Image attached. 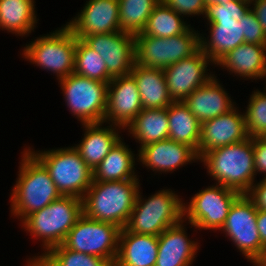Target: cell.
<instances>
[{"mask_svg": "<svg viewBox=\"0 0 266 266\" xmlns=\"http://www.w3.org/2000/svg\"><path fill=\"white\" fill-rule=\"evenodd\" d=\"M215 65L247 79L266 78V45L243 43L223 56Z\"/></svg>", "mask_w": 266, "mask_h": 266, "instance_id": "21", "label": "cell"}, {"mask_svg": "<svg viewBox=\"0 0 266 266\" xmlns=\"http://www.w3.org/2000/svg\"><path fill=\"white\" fill-rule=\"evenodd\" d=\"M76 43L77 37L65 24L61 29L26 44L22 55L30 63L55 73L59 80L74 71Z\"/></svg>", "mask_w": 266, "mask_h": 266, "instance_id": "7", "label": "cell"}, {"mask_svg": "<svg viewBox=\"0 0 266 266\" xmlns=\"http://www.w3.org/2000/svg\"><path fill=\"white\" fill-rule=\"evenodd\" d=\"M209 63L213 64L199 49L194 55L163 69L168 92L173 102L183 101L214 76L207 72Z\"/></svg>", "mask_w": 266, "mask_h": 266, "instance_id": "14", "label": "cell"}, {"mask_svg": "<svg viewBox=\"0 0 266 266\" xmlns=\"http://www.w3.org/2000/svg\"><path fill=\"white\" fill-rule=\"evenodd\" d=\"M170 189H163L142 199L138 189L134 207L125 229L129 232L159 236L164 230L184 220V203Z\"/></svg>", "mask_w": 266, "mask_h": 266, "instance_id": "5", "label": "cell"}, {"mask_svg": "<svg viewBox=\"0 0 266 266\" xmlns=\"http://www.w3.org/2000/svg\"><path fill=\"white\" fill-rule=\"evenodd\" d=\"M240 192L219 184L199 191L189 204L184 202V220L198 230H220ZM186 205V206H185Z\"/></svg>", "mask_w": 266, "mask_h": 266, "instance_id": "11", "label": "cell"}, {"mask_svg": "<svg viewBox=\"0 0 266 266\" xmlns=\"http://www.w3.org/2000/svg\"><path fill=\"white\" fill-rule=\"evenodd\" d=\"M121 138L93 171V181H123L137 178L135 154Z\"/></svg>", "mask_w": 266, "mask_h": 266, "instance_id": "26", "label": "cell"}, {"mask_svg": "<svg viewBox=\"0 0 266 266\" xmlns=\"http://www.w3.org/2000/svg\"><path fill=\"white\" fill-rule=\"evenodd\" d=\"M27 148L49 171L62 196L83 198L93 182V170L74 146L42 152Z\"/></svg>", "mask_w": 266, "mask_h": 266, "instance_id": "6", "label": "cell"}, {"mask_svg": "<svg viewBox=\"0 0 266 266\" xmlns=\"http://www.w3.org/2000/svg\"><path fill=\"white\" fill-rule=\"evenodd\" d=\"M81 40L104 59L111 78L132 71L136 62L135 35L117 31L84 36Z\"/></svg>", "mask_w": 266, "mask_h": 266, "instance_id": "13", "label": "cell"}, {"mask_svg": "<svg viewBox=\"0 0 266 266\" xmlns=\"http://www.w3.org/2000/svg\"><path fill=\"white\" fill-rule=\"evenodd\" d=\"M142 109L135 79L130 74L112 78L108 83L104 123L125 130Z\"/></svg>", "mask_w": 266, "mask_h": 266, "instance_id": "15", "label": "cell"}, {"mask_svg": "<svg viewBox=\"0 0 266 266\" xmlns=\"http://www.w3.org/2000/svg\"><path fill=\"white\" fill-rule=\"evenodd\" d=\"M252 264L254 266H266V248Z\"/></svg>", "mask_w": 266, "mask_h": 266, "instance_id": "43", "label": "cell"}, {"mask_svg": "<svg viewBox=\"0 0 266 266\" xmlns=\"http://www.w3.org/2000/svg\"><path fill=\"white\" fill-rule=\"evenodd\" d=\"M256 216L257 209L253 201L246 194H241L232 204L226 222L220 229L250 263L266 248L260 239Z\"/></svg>", "mask_w": 266, "mask_h": 266, "instance_id": "12", "label": "cell"}, {"mask_svg": "<svg viewBox=\"0 0 266 266\" xmlns=\"http://www.w3.org/2000/svg\"><path fill=\"white\" fill-rule=\"evenodd\" d=\"M239 22H242V33L245 43L266 45V35L256 16L250 9L239 19Z\"/></svg>", "mask_w": 266, "mask_h": 266, "instance_id": "36", "label": "cell"}, {"mask_svg": "<svg viewBox=\"0 0 266 266\" xmlns=\"http://www.w3.org/2000/svg\"><path fill=\"white\" fill-rule=\"evenodd\" d=\"M200 161L216 184L246 194L255 183L253 137L214 148L206 152Z\"/></svg>", "mask_w": 266, "mask_h": 266, "instance_id": "3", "label": "cell"}, {"mask_svg": "<svg viewBox=\"0 0 266 266\" xmlns=\"http://www.w3.org/2000/svg\"><path fill=\"white\" fill-rule=\"evenodd\" d=\"M83 215L82 199L73 196H61L48 206L27 216L21 223L23 229L34 240H41L43 252L46 254L51 248L61 245L69 230Z\"/></svg>", "mask_w": 266, "mask_h": 266, "instance_id": "4", "label": "cell"}, {"mask_svg": "<svg viewBox=\"0 0 266 266\" xmlns=\"http://www.w3.org/2000/svg\"><path fill=\"white\" fill-rule=\"evenodd\" d=\"M28 260L27 266H51L42 256H34Z\"/></svg>", "mask_w": 266, "mask_h": 266, "instance_id": "42", "label": "cell"}, {"mask_svg": "<svg viewBox=\"0 0 266 266\" xmlns=\"http://www.w3.org/2000/svg\"><path fill=\"white\" fill-rule=\"evenodd\" d=\"M66 25L73 34L82 39L84 36L120 31L118 0H88Z\"/></svg>", "mask_w": 266, "mask_h": 266, "instance_id": "16", "label": "cell"}, {"mask_svg": "<svg viewBox=\"0 0 266 266\" xmlns=\"http://www.w3.org/2000/svg\"><path fill=\"white\" fill-rule=\"evenodd\" d=\"M138 152L137 162L140 161L148 169L163 174L200 160L192 147L169 138L143 146Z\"/></svg>", "mask_w": 266, "mask_h": 266, "instance_id": "18", "label": "cell"}, {"mask_svg": "<svg viewBox=\"0 0 266 266\" xmlns=\"http://www.w3.org/2000/svg\"><path fill=\"white\" fill-rule=\"evenodd\" d=\"M256 223L261 242L266 247V211L257 210Z\"/></svg>", "mask_w": 266, "mask_h": 266, "instance_id": "41", "label": "cell"}, {"mask_svg": "<svg viewBox=\"0 0 266 266\" xmlns=\"http://www.w3.org/2000/svg\"><path fill=\"white\" fill-rule=\"evenodd\" d=\"M254 167L256 174H264L266 178V138L264 136L253 137Z\"/></svg>", "mask_w": 266, "mask_h": 266, "instance_id": "38", "label": "cell"}, {"mask_svg": "<svg viewBox=\"0 0 266 266\" xmlns=\"http://www.w3.org/2000/svg\"><path fill=\"white\" fill-rule=\"evenodd\" d=\"M266 90L255 91L250 96L244 112L249 137L264 136L266 133Z\"/></svg>", "mask_w": 266, "mask_h": 266, "instance_id": "34", "label": "cell"}, {"mask_svg": "<svg viewBox=\"0 0 266 266\" xmlns=\"http://www.w3.org/2000/svg\"><path fill=\"white\" fill-rule=\"evenodd\" d=\"M182 18L184 17L180 16L161 0L149 16L143 31L136 35H148L161 38L180 35L191 27Z\"/></svg>", "mask_w": 266, "mask_h": 266, "instance_id": "30", "label": "cell"}, {"mask_svg": "<svg viewBox=\"0 0 266 266\" xmlns=\"http://www.w3.org/2000/svg\"><path fill=\"white\" fill-rule=\"evenodd\" d=\"M250 10L259 21L264 34L266 35V0H253L250 2Z\"/></svg>", "mask_w": 266, "mask_h": 266, "instance_id": "40", "label": "cell"}, {"mask_svg": "<svg viewBox=\"0 0 266 266\" xmlns=\"http://www.w3.org/2000/svg\"><path fill=\"white\" fill-rule=\"evenodd\" d=\"M206 5L223 4L232 0H204Z\"/></svg>", "mask_w": 266, "mask_h": 266, "instance_id": "44", "label": "cell"}, {"mask_svg": "<svg viewBox=\"0 0 266 266\" xmlns=\"http://www.w3.org/2000/svg\"><path fill=\"white\" fill-rule=\"evenodd\" d=\"M73 73L104 83L112 80L108 75L104 59L79 38L76 43Z\"/></svg>", "mask_w": 266, "mask_h": 266, "instance_id": "32", "label": "cell"}, {"mask_svg": "<svg viewBox=\"0 0 266 266\" xmlns=\"http://www.w3.org/2000/svg\"><path fill=\"white\" fill-rule=\"evenodd\" d=\"M140 180L93 181L82 198L83 214L93 220L109 222L125 228Z\"/></svg>", "mask_w": 266, "mask_h": 266, "instance_id": "2", "label": "cell"}, {"mask_svg": "<svg viewBox=\"0 0 266 266\" xmlns=\"http://www.w3.org/2000/svg\"><path fill=\"white\" fill-rule=\"evenodd\" d=\"M127 132L132 134L140 144V148L160 140L168 139L169 122L167 108L142 109V111L127 126Z\"/></svg>", "mask_w": 266, "mask_h": 266, "instance_id": "27", "label": "cell"}, {"mask_svg": "<svg viewBox=\"0 0 266 266\" xmlns=\"http://www.w3.org/2000/svg\"><path fill=\"white\" fill-rule=\"evenodd\" d=\"M22 152L19 174L10 197L11 213L20 217L21 222L62 196L45 166L28 149Z\"/></svg>", "mask_w": 266, "mask_h": 266, "instance_id": "1", "label": "cell"}, {"mask_svg": "<svg viewBox=\"0 0 266 266\" xmlns=\"http://www.w3.org/2000/svg\"><path fill=\"white\" fill-rule=\"evenodd\" d=\"M118 1L120 31L136 35L143 31L149 16L161 0Z\"/></svg>", "mask_w": 266, "mask_h": 266, "instance_id": "31", "label": "cell"}, {"mask_svg": "<svg viewBox=\"0 0 266 266\" xmlns=\"http://www.w3.org/2000/svg\"><path fill=\"white\" fill-rule=\"evenodd\" d=\"M158 237L121 229L118 254L113 266H155Z\"/></svg>", "mask_w": 266, "mask_h": 266, "instance_id": "23", "label": "cell"}, {"mask_svg": "<svg viewBox=\"0 0 266 266\" xmlns=\"http://www.w3.org/2000/svg\"><path fill=\"white\" fill-rule=\"evenodd\" d=\"M250 2L246 0H232L223 4L208 5L205 18L208 24L212 20L236 19L239 21L250 9Z\"/></svg>", "mask_w": 266, "mask_h": 266, "instance_id": "35", "label": "cell"}, {"mask_svg": "<svg viewBox=\"0 0 266 266\" xmlns=\"http://www.w3.org/2000/svg\"><path fill=\"white\" fill-rule=\"evenodd\" d=\"M244 113L230 112L201 123L199 159L208 151L248 139Z\"/></svg>", "mask_w": 266, "mask_h": 266, "instance_id": "17", "label": "cell"}, {"mask_svg": "<svg viewBox=\"0 0 266 266\" xmlns=\"http://www.w3.org/2000/svg\"><path fill=\"white\" fill-rule=\"evenodd\" d=\"M219 82L214 75L183 100L200 123L226 114L236 106Z\"/></svg>", "mask_w": 266, "mask_h": 266, "instance_id": "19", "label": "cell"}, {"mask_svg": "<svg viewBox=\"0 0 266 266\" xmlns=\"http://www.w3.org/2000/svg\"><path fill=\"white\" fill-rule=\"evenodd\" d=\"M42 257L51 266H112L101 257L69 250L62 244L51 248Z\"/></svg>", "mask_w": 266, "mask_h": 266, "instance_id": "33", "label": "cell"}, {"mask_svg": "<svg viewBox=\"0 0 266 266\" xmlns=\"http://www.w3.org/2000/svg\"><path fill=\"white\" fill-rule=\"evenodd\" d=\"M120 231L121 228L113 223L93 220L83 214L69 230L62 245L69 250L101 257L113 266Z\"/></svg>", "mask_w": 266, "mask_h": 266, "instance_id": "9", "label": "cell"}, {"mask_svg": "<svg viewBox=\"0 0 266 266\" xmlns=\"http://www.w3.org/2000/svg\"><path fill=\"white\" fill-rule=\"evenodd\" d=\"M103 124V122L82 124L85 134L80 144L74 146L81 158L93 171L121 139L118 130L122 128L112 124L102 127Z\"/></svg>", "mask_w": 266, "mask_h": 266, "instance_id": "22", "label": "cell"}, {"mask_svg": "<svg viewBox=\"0 0 266 266\" xmlns=\"http://www.w3.org/2000/svg\"><path fill=\"white\" fill-rule=\"evenodd\" d=\"M182 220L158 236V254L155 266H191L197 250V241L188 238Z\"/></svg>", "mask_w": 266, "mask_h": 266, "instance_id": "20", "label": "cell"}, {"mask_svg": "<svg viewBox=\"0 0 266 266\" xmlns=\"http://www.w3.org/2000/svg\"><path fill=\"white\" fill-rule=\"evenodd\" d=\"M190 27L185 33L161 38L135 35L136 63L164 69L194 55L200 49V32Z\"/></svg>", "mask_w": 266, "mask_h": 266, "instance_id": "8", "label": "cell"}, {"mask_svg": "<svg viewBox=\"0 0 266 266\" xmlns=\"http://www.w3.org/2000/svg\"><path fill=\"white\" fill-rule=\"evenodd\" d=\"M246 195L253 201L257 210L266 211V178L254 183Z\"/></svg>", "mask_w": 266, "mask_h": 266, "instance_id": "39", "label": "cell"}, {"mask_svg": "<svg viewBox=\"0 0 266 266\" xmlns=\"http://www.w3.org/2000/svg\"><path fill=\"white\" fill-rule=\"evenodd\" d=\"M169 122L168 138L192 147L199 158L201 123L183 101L172 102L167 107Z\"/></svg>", "mask_w": 266, "mask_h": 266, "instance_id": "28", "label": "cell"}, {"mask_svg": "<svg viewBox=\"0 0 266 266\" xmlns=\"http://www.w3.org/2000/svg\"><path fill=\"white\" fill-rule=\"evenodd\" d=\"M66 101L81 124L104 123L108 83L92 80L75 73L59 79Z\"/></svg>", "mask_w": 266, "mask_h": 266, "instance_id": "10", "label": "cell"}, {"mask_svg": "<svg viewBox=\"0 0 266 266\" xmlns=\"http://www.w3.org/2000/svg\"><path fill=\"white\" fill-rule=\"evenodd\" d=\"M209 36H200V49L215 65L223 56L245 43L242 22L234 19L212 20ZM209 39V40H208Z\"/></svg>", "mask_w": 266, "mask_h": 266, "instance_id": "24", "label": "cell"}, {"mask_svg": "<svg viewBox=\"0 0 266 266\" xmlns=\"http://www.w3.org/2000/svg\"><path fill=\"white\" fill-rule=\"evenodd\" d=\"M172 10L180 16L187 15H204L206 14L207 5L204 0H162Z\"/></svg>", "mask_w": 266, "mask_h": 266, "instance_id": "37", "label": "cell"}, {"mask_svg": "<svg viewBox=\"0 0 266 266\" xmlns=\"http://www.w3.org/2000/svg\"><path fill=\"white\" fill-rule=\"evenodd\" d=\"M130 75L137 84L143 109L167 108L173 102L162 68L144 67L135 62Z\"/></svg>", "mask_w": 266, "mask_h": 266, "instance_id": "25", "label": "cell"}, {"mask_svg": "<svg viewBox=\"0 0 266 266\" xmlns=\"http://www.w3.org/2000/svg\"><path fill=\"white\" fill-rule=\"evenodd\" d=\"M34 0H0V29L18 36L34 31L37 23Z\"/></svg>", "mask_w": 266, "mask_h": 266, "instance_id": "29", "label": "cell"}]
</instances>
